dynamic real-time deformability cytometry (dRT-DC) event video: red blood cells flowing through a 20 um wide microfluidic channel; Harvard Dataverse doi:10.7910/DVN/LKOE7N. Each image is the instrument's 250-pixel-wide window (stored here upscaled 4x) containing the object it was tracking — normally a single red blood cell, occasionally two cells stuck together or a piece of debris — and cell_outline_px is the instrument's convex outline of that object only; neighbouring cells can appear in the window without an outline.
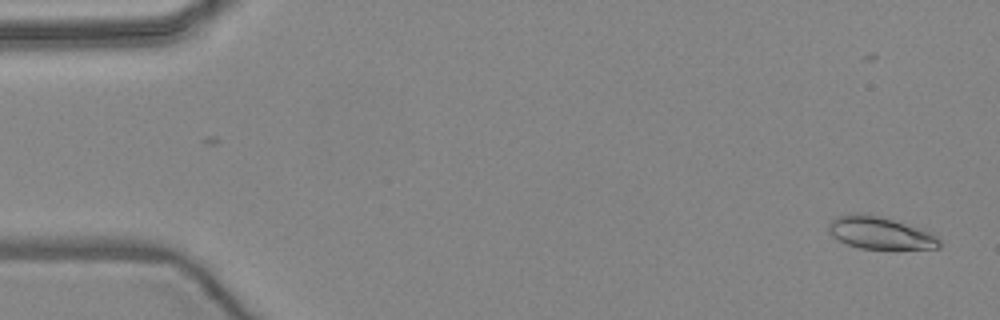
{"species": "common noctule bat (a hibernating species)", "species_latin": "Nyctalus noctula", "temperature_condition": "warm", "stored_images_in_passage": 2, "camera_frame_rate_fps": 3000, "um_per_image_px": 0.085, "animal": {"sex": "female", "body_mass_g": 24.6, "forearm_length_mm": 56.2}, "frame": {"image": 1, "passage_image": 2, "time_ms": 1.0, "image_size_px": [1000, 320], "cell_outline_px": [[940, 248], [860, 248], [848, 244], [832, 236], [828, 228], [828, 224], [836, 216], [852, 212], [888, 216], [928, 232], [936, 236], [940, 240]], "centroid_in_image_um": [74.78, 19.75], "position_along_channel_um": 10.2, "area_um2": 20.87}}